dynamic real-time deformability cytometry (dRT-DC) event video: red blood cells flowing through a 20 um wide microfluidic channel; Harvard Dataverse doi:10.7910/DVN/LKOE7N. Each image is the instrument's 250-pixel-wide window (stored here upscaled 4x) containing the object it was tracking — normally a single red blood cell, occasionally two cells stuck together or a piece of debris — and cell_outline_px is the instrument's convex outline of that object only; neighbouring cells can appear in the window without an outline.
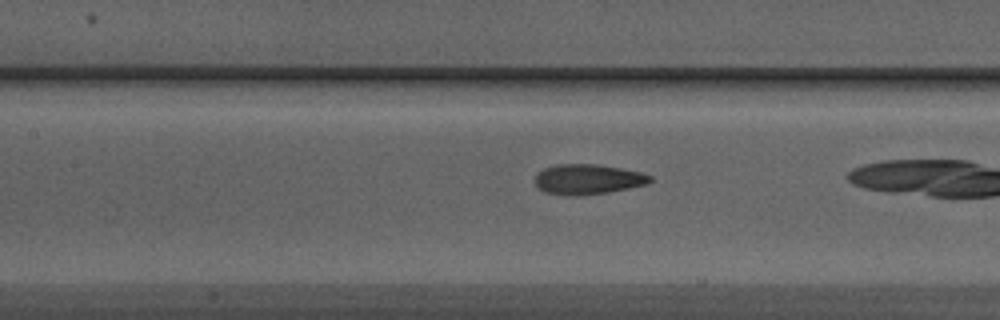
{"species": "Egyptian fruit bat (a non-hibernating species)", "species_latin": "Rousettus aegyptiacus", "temperature_condition": "warm", "stored_images_in_passage": 22, "camera_frame_rate_fps": 3000, "um_per_image_px": 0.085, "animal": {"sex": "male"}, "frame": {"image": 1, "passage_image": 7, "time_ms": 2.0, "image_size_px": [1000, 320], "cell_outline_px": [[652, 180], [648, 184], [608, 192], [576, 196], [544, 192], [532, 180], [536, 172], [544, 168], [556, 164], [596, 164], [620, 168], [640, 172], [652, 176]], "centroid_in_image_um": [49.93, 15.23], "position_along_channel_um": 157.5, "area_um2": 20.29}}